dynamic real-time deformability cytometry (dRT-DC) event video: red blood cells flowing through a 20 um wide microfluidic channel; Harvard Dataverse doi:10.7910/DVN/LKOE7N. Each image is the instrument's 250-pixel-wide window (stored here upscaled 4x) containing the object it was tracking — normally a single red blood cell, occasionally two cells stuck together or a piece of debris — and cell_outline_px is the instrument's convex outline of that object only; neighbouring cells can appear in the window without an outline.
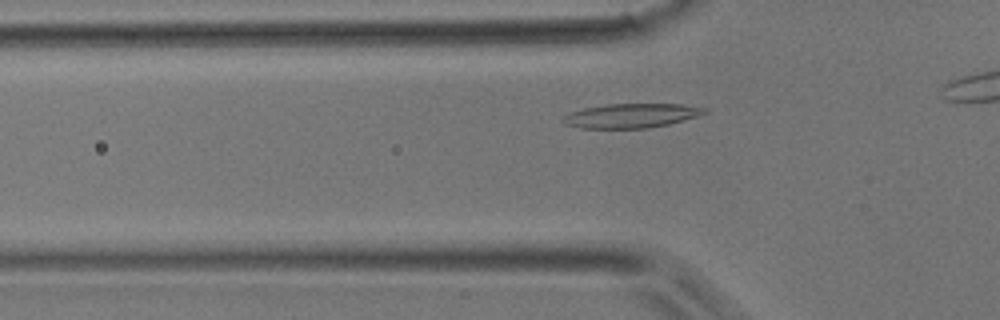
{"species": "common noctule bat (a hibernating species)", "species_latin": "Nyctalus noctula", "temperature_condition": "room temperature", "stored_images_in_passage": 13, "camera_frame_rate_fps": 3000, "um_per_image_px": 0.085, "animal": {"sex": "male", "body_mass_g": 17.9}, "frame": {"image": 1, "passage_image": 8, "time_ms": 2.333, "image_size_px": [1000, 320], "cell_outline_px": [[712, 108], [708, 112], [696, 116], [668, 124], [648, 128], [580, 128], [564, 124], [560, 120], [564, 116], [572, 112], [584, 108], [608, 104], [684, 104]], "centroid_in_image_um": [53.69, 9.82], "position_along_channel_um": 72.1, "area_um2": 20.06}}
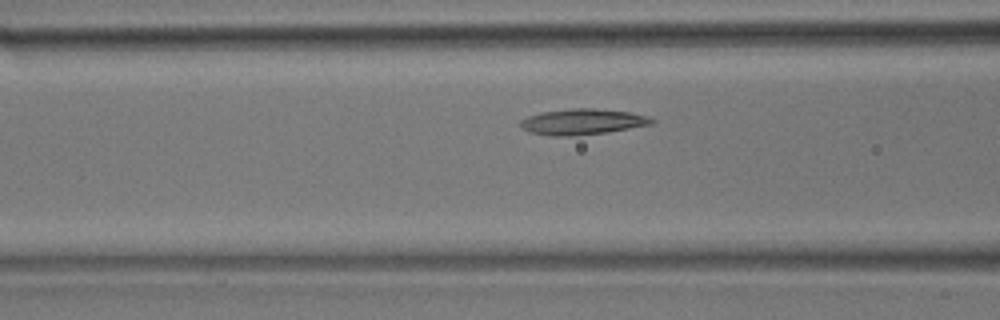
{"frame": {"image": 2, "passage_image": 11, "time_ms": 3.333, "image_size_px": [1000, 320], "cell_outline_px": [[656, 120], [652, 124], [604, 132], [572, 136], [552, 136], [528, 132], [520, 128], [520, 120], [528, 116], [540, 112], [572, 108], [596, 108], [632, 112], [648, 116]], "centroid_in_image_um": [49.47, 10.34], "position_along_channel_um": 117.1, "area_um2": 19.83}}